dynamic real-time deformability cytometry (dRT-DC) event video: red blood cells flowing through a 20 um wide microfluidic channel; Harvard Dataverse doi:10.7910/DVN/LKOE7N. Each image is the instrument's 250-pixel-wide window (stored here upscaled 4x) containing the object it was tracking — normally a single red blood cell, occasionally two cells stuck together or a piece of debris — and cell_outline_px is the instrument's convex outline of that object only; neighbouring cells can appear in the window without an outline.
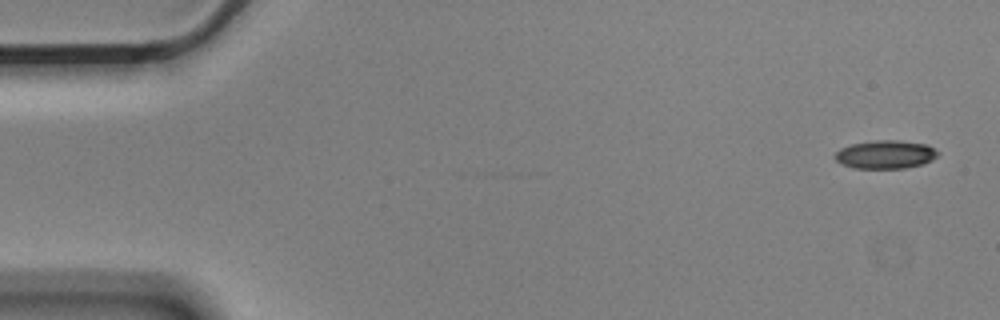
{"species": "Egyptian fruit bat (a non-hibernating species)", "species_latin": "Rousettus aegyptiacus", "temperature_condition": "cold", "stored_images_in_passage": 5, "camera_frame_rate_fps": 3000, "um_per_image_px": 0.085, "animal": {"sex": "male"}, "frame": {"image": 1, "passage_image": 1, "time_ms": 0.0, "image_size_px": [1000, 320], "cell_outline_px": [[940, 152], [932, 160], [920, 164], [904, 168], [852, 168], [840, 164], [836, 160], [836, 152], [840, 148], [852, 144], [876, 140], [900, 140], [928, 144]], "centroid_in_image_um": [75.27, 13.12], "position_along_channel_um": 9.7, "area_um2": 16.99}}
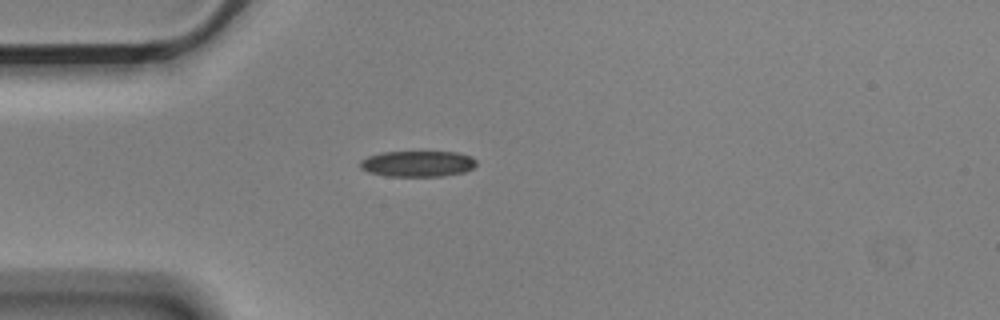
{"frame": {"image": 2, "passage_image": 4, "time_ms": 1.0, "image_size_px": [1000, 320], "cell_outline_px": [[476, 164], [472, 168], [464, 172], [444, 176], [384, 176], [368, 172], [360, 168], [360, 160], [368, 156], [380, 152], [456, 152], [472, 156], [476, 160]], "centroid_in_image_um": [35.48, 13.92], "position_along_channel_um": 49.5, "area_um2": 17.69}}